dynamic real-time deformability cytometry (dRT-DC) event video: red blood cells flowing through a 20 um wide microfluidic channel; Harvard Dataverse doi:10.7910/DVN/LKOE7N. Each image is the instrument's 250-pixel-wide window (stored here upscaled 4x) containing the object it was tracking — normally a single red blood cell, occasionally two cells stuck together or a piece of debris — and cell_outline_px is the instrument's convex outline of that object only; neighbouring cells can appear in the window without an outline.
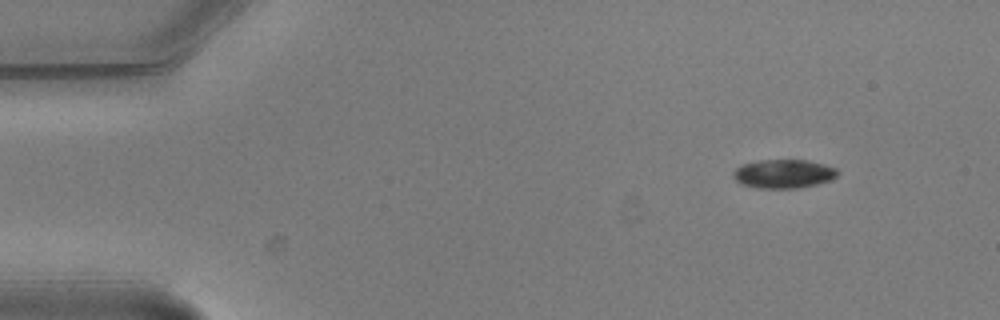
{"species": "common noctule bat (a hibernating species)", "species_latin": "Nyctalus noctula", "temperature_condition": "warm", "stored_images_in_passage": 5, "camera_frame_rate_fps": 3000, "um_per_image_px": 0.085, "animal": {"sex": "male", "body_mass_g": 20.5, "forearm_length_mm": 52.5}, "frame": {"image": 1, "passage_image": 1, "time_ms": 0.0, "image_size_px": [1000, 320], "cell_outline_px": [[840, 172], [832, 180], [800, 188], [760, 188], [744, 184], [736, 180], [732, 176], [732, 172], [740, 164], [760, 160], [808, 160], [824, 164], [836, 168]], "centroid_in_image_um": [66.62, 14.76], "position_along_channel_um": 18.4, "area_um2": 17.57}}
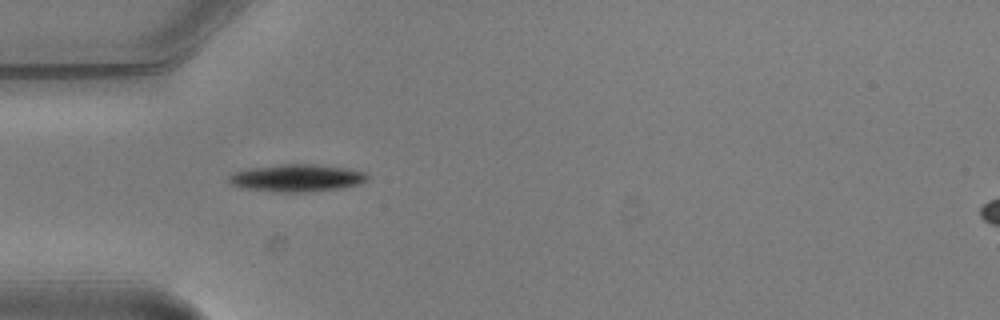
{"frame": {"image": 2, "passage_image": 4, "time_ms": 1.0, "image_size_px": [1000, 320], "cell_outline_px": [[368, 180], [360, 184], [344, 188], [316, 192], [272, 192], [240, 188], [232, 184], [228, 180], [228, 176], [232, 172], [244, 168], [284, 164], [312, 164], [348, 168], [364, 172], [368, 176]], "centroid_in_image_um": [25.2, 15.14], "position_along_channel_um": 59.8, "area_um2": 22.66}}
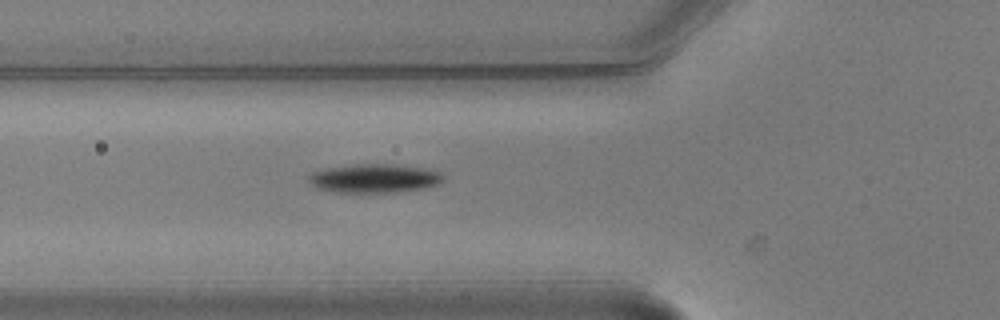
{"frame": {"image": 3, "passage_image": 5, "time_ms": 1.333, "image_size_px": [1000, 320], "cell_outline_px": [[444, 180], [440, 184], [424, 188], [396, 192], [336, 192], [316, 188], [308, 180], [308, 176], [312, 172], [324, 168], [356, 164], [392, 164], [424, 168], [440, 172], [444, 176]], "centroid_in_image_um": [31.82, 15.16], "position_along_channel_um": 94.0, "area_um2": 22.66}}